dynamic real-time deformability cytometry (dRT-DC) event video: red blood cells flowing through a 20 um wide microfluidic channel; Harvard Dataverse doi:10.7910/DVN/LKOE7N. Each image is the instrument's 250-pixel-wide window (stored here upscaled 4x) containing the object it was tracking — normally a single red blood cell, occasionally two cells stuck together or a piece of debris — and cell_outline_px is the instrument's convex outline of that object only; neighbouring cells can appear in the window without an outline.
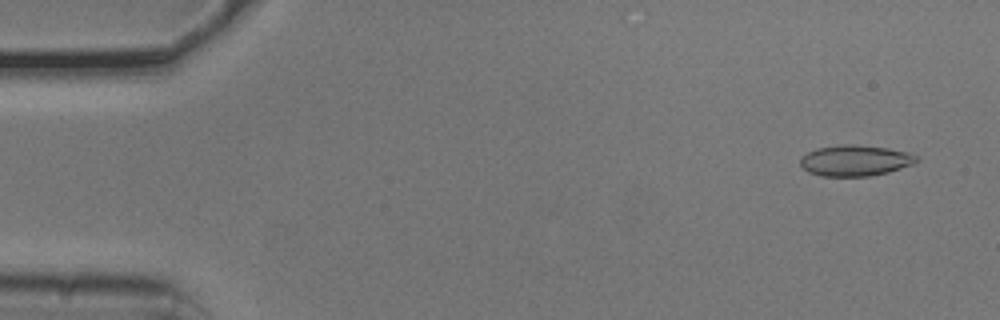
{"species": "common noctule bat (a hibernating species)", "species_latin": "Nyctalus noctula", "temperature_condition": "cold", "stored_images_in_passage": 53, "camera_frame_rate_fps": 3000, "um_per_image_px": 0.085, "animal": {"sex": "male", "body_mass_g": 20.5, "forearm_length_mm": 52.5}, "frame": {"image": 1, "passage_image": 3, "time_ms": 0.667, "image_size_px": [1000, 320], "cell_outline_px": [[920, 160], [912, 164], [888, 172], [868, 176], [820, 176], [808, 172], [800, 164], [800, 156], [816, 148], [844, 144], [856, 144], [884, 148], [904, 152], [920, 156]], "centroid_in_image_um": [72.66, 13.64], "position_along_channel_um": 12.3, "area_um2": 20.87}}
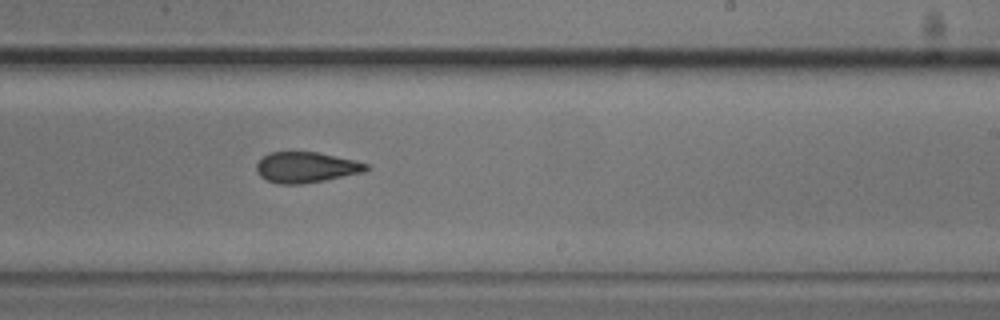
{"frame": {"image": 2, "passage_image": 32, "time_ms": 10.333, "image_size_px": [1000, 320], "cell_outline_px": [[372, 168], [364, 172], [324, 180], [300, 184], [280, 184], [268, 180], [260, 176], [256, 172], [256, 164], [268, 152], [316, 152], [356, 160], [368, 164]], "centroid_in_image_um": [26.04, 14.22], "position_along_channel_um": 263.0, "area_um2": 19.59}}
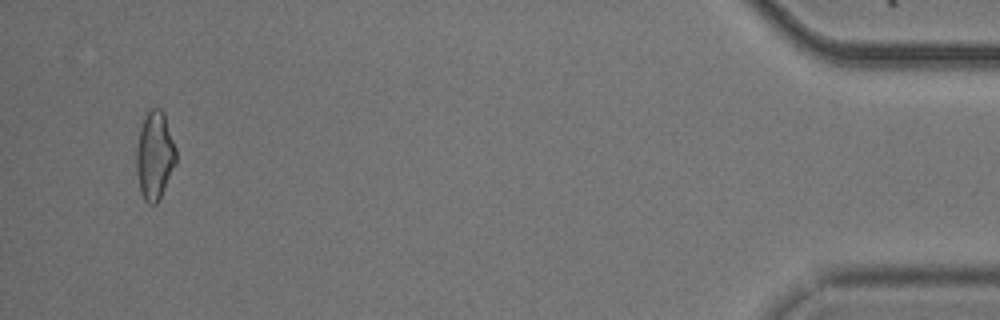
{"frame": {"image": 3, "passage_image": 51, "time_ms": 16.667, "image_size_px": [1000, 320], "cell_outline_px": [[176, 164], [156, 204], [148, 204], [144, 200], [140, 192], [136, 172], [136, 148], [140, 128], [148, 112], [152, 108], [160, 108], [164, 112], [176, 148]], "centroid_in_image_um": [13.14, 13.23], "position_along_channel_um": 422.1, "area_um2": 20.35}, "authors_computed_cell_mechanics": {"area_um2": 20.4034, "velocity_mm_per_s": 3.7792, "shape_relaxation_time_tau1_ms": 6.8485, "shape_relaxation_time_tau2_ms": 3.1523, "deformation_change_tau1": 0.1519, "deformation_change_tau2": 0.0948}}